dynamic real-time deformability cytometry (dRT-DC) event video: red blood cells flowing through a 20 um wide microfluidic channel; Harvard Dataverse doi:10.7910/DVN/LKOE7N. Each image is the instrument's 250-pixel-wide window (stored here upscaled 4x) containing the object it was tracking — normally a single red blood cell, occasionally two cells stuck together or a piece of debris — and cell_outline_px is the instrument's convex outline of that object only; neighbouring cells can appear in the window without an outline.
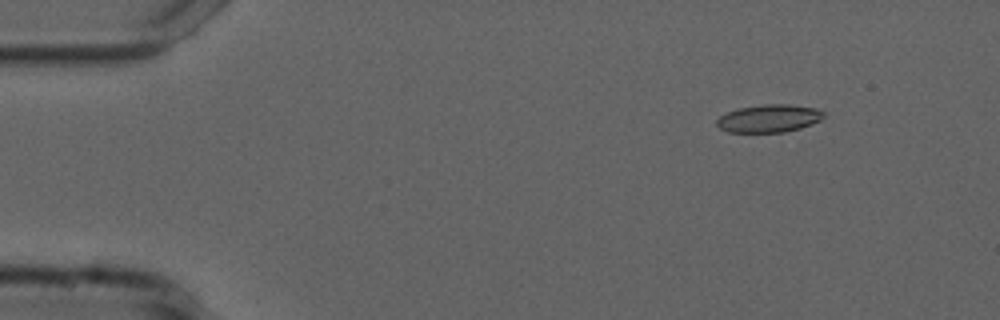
{"species": "common noctule bat (a hibernating species)", "species_latin": "Nyctalus noctula", "temperature_condition": "cold", "stored_images_in_passage": 55, "camera_frame_rate_fps": 3000, "um_per_image_px": 0.085, "animal": {"sex": "male", "forearm_length_mm": 52.5}, "frame": {"image": 1, "passage_image": 7, "time_ms": 2.0, "image_size_px": [1000, 320], "cell_outline_px": [[824, 116], [820, 120], [812, 124], [800, 128], [784, 132], [728, 132], [720, 128], [716, 124], [716, 120], [720, 116], [736, 108], [764, 104], [788, 104], [816, 108], [824, 112]], "centroid_in_image_um": [65.36, 10.06], "position_along_channel_um": 19.6, "area_um2": 17.34}}
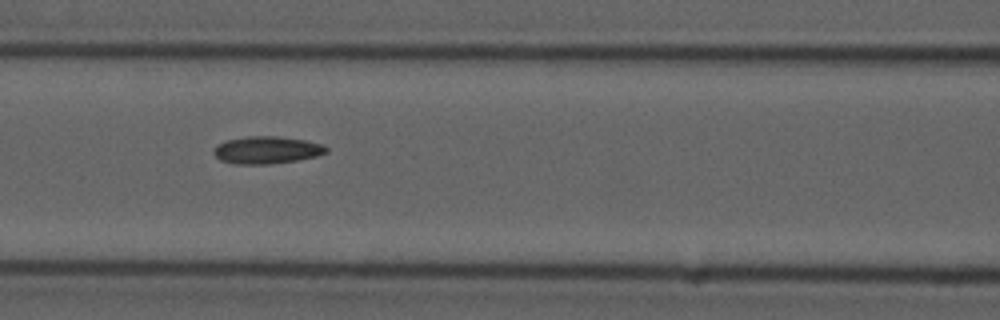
{"frame": {"image": 2, "passage_image": 24, "time_ms": 7.667, "image_size_px": [1000, 320], "cell_outline_px": [[328, 152], [316, 156], [296, 160], [268, 164], [236, 164], [220, 160], [212, 152], [216, 144], [228, 140], [248, 136], [276, 136], [304, 140], [320, 144], [328, 148]], "centroid_in_image_um": [22.64, 12.75], "position_along_channel_um": 144.0, "area_um2": 17.8}}
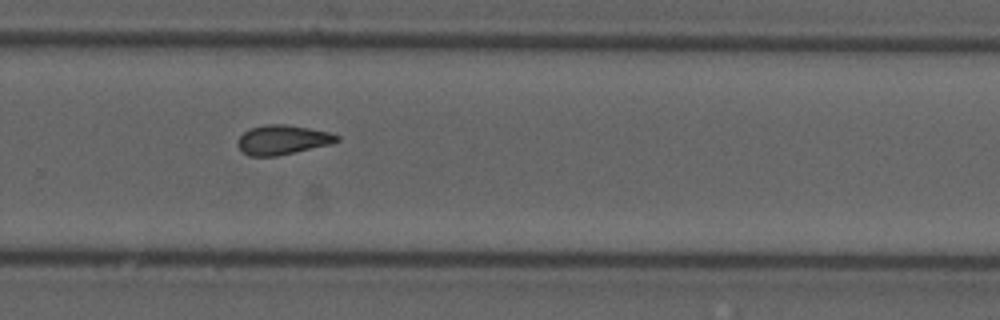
{"frame": {"image": 3, "passage_image": 37, "time_ms": 12.0, "image_size_px": [1000, 320], "cell_outline_px": [[340, 140], [332, 144], [276, 156], [248, 156], [236, 144], [236, 140], [248, 128], [264, 124], [284, 124], [308, 128], [328, 132], [340, 136]], "centroid_in_image_um": [23.99, 11.88], "position_along_channel_um": 305.8, "area_um2": 17.11}, "authors_computed_cell_mechanics": {"area_um2": 17.1666, "velocity_mm_per_s": 3.7467, "shape_relaxation_time_tau1_ms": null, "shape_relaxation_time_tau2_ms": 6.7919, "deformation_change_tau1": null, "deformation_change_tau2": 0.1472}}